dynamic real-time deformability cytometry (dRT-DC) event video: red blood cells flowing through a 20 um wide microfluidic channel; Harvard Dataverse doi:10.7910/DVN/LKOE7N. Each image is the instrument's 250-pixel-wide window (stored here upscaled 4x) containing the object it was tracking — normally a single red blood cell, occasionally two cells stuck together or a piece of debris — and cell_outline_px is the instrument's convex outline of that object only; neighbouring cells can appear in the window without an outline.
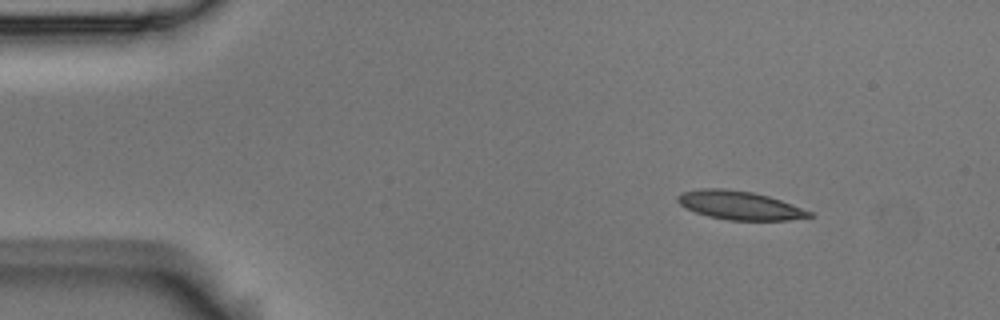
{"species": "Egyptian fruit bat (a non-hibernating species)", "species_latin": "Rousettus aegyptiacus", "temperature_condition": "room temperature", "stored_images_in_passage": 8, "camera_frame_rate_fps": 3000, "um_per_image_px": 0.085, "animal": {"sex": "male"}, "frame": {"image": 1, "passage_image": 1, "time_ms": 0.0, "image_size_px": [1000, 320], "cell_outline_px": [[816, 216], [788, 220], [728, 220], [708, 216], [696, 212], [680, 204], [676, 200], [676, 196], [680, 192], [700, 188], [724, 188], [752, 192], [768, 196], [792, 204], [812, 212]], "centroid_in_image_um": [62.85, 17.44], "position_along_channel_um": 22.1, "area_um2": 21.96}}
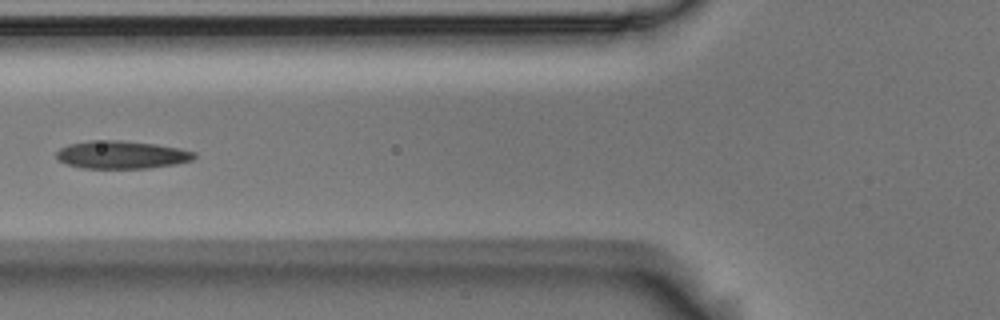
{"frame": {"image": 2, "passage_image": 5, "time_ms": 1.333, "image_size_px": [1000, 320], "cell_outline_px": [[196, 156], [192, 160], [176, 164], [148, 168], [80, 168], [56, 160], [56, 152], [60, 148], [68, 144], [92, 140], [120, 140], [156, 144], [180, 148], [196, 152]], "centroid_in_image_um": [10.33, 13.15], "position_along_channel_um": 115.5, "area_um2": 22.54}}
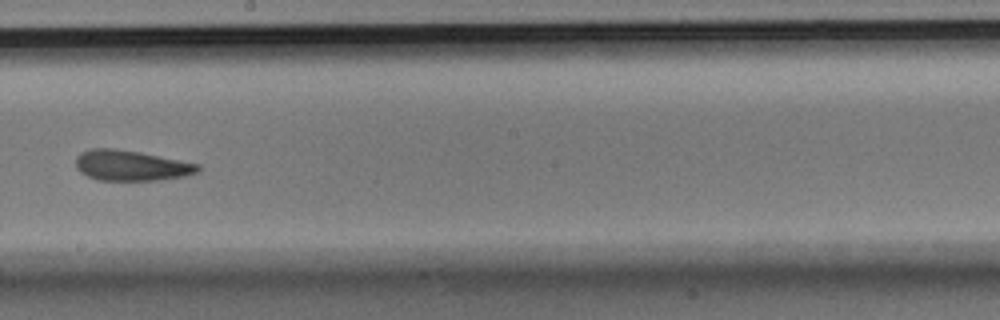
{"frame": {"image": 3, "passage_image": 8, "time_ms": 2.333, "image_size_px": [1000, 320], "cell_outline_px": [[200, 168], [196, 172], [184, 176], [156, 180], [96, 180], [80, 172], [76, 168], [76, 156], [80, 152], [92, 148], [112, 148], [140, 152], [200, 164]], "centroid_in_image_um": [11.1, 14.06], "position_along_channel_um": 237.1, "area_um2": 21.62}}